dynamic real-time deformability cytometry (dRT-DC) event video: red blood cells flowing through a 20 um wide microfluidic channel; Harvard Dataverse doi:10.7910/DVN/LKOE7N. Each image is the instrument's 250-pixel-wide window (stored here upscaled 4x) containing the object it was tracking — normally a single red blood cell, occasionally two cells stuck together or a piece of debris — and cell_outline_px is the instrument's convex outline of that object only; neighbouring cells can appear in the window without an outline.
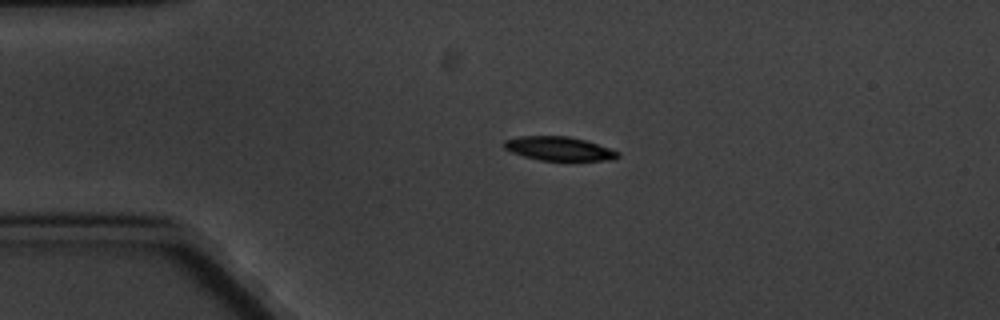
{"species": "common noctule bat (a hibernating species)", "species_latin": "Nyctalus noctula", "temperature_condition": "cold", "stored_images_in_passage": 3, "camera_frame_rate_fps": 3000, "um_per_image_px": 0.085, "animal": {"sex": "male", "body_mass_g": 20.1, "forearm_length_mm": 53.5}, "frame": {"image": 1, "passage_image": 2, "time_ms": 1.0, "image_size_px": [1000, 320], "cell_outline_px": [[620, 156], [612, 160], [540, 160], [524, 156], [512, 152], [504, 148], [504, 140], [520, 136], [568, 136], [588, 140], [620, 152]], "centroid_in_image_um": [47.54, 12.62], "position_along_channel_um": 37.5, "area_um2": 15.84}}